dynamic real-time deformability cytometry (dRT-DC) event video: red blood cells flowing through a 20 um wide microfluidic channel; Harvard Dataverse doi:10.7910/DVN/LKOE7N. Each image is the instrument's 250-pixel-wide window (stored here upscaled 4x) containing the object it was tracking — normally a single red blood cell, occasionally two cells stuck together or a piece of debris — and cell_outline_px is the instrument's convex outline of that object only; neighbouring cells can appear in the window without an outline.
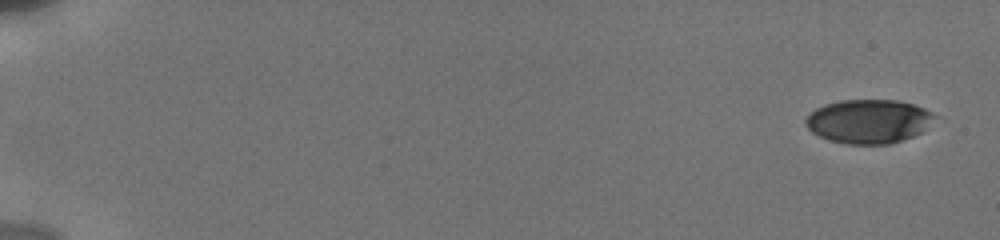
{"species": "human", "species_latin": "Homo sapiens", "temperature_condition": "cold", "stored_images_in_passage": 61, "camera_frame_rate_fps": 3000, "um_per_image_px": 0.085, "donor": {"sex": "male"}, "frame": {"image": 1, "passage_image": 1, "time_ms": 0.0, "image_size_px": [1000, 240], "cell_outline_px": [[940, 116], [924, 132], [888, 144], [848, 144], [828, 140], [812, 132], [804, 124], [804, 120], [816, 108], [824, 104], [840, 100], [896, 100], [912, 104], [924, 108]], "centroid_in_image_um": [73.87, 10.31], "position_along_channel_um": 11.1, "area_um2": 33.29}}
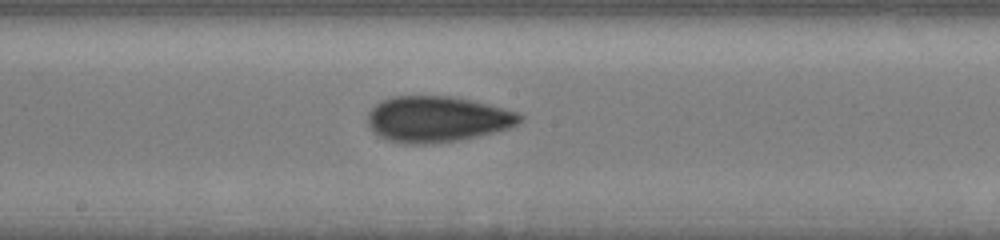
{"frame": {"image": 2, "passage_image": 34, "time_ms": 10.0, "image_size_px": [1000, 240], "cell_outline_px": [[524, 116], [516, 124], [508, 128], [460, 140], [428, 144], [404, 144], [388, 140], [372, 132], [368, 124], [368, 112], [380, 100], [392, 96], [452, 96], [472, 100], [520, 112]], "centroid_in_image_um": [37.13, 10.12], "position_along_channel_um": 211.1, "area_um2": 40.81}}
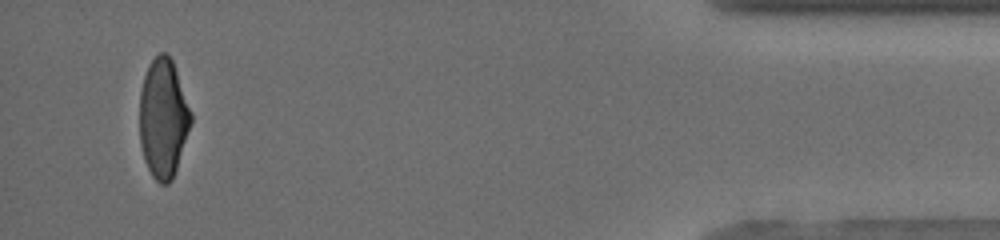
{"frame": {"image": 3, "passage_image": 61, "time_ms": 17.0, "image_size_px": [1000, 240], "cell_outline_px": [[192, 120], [172, 180], [168, 184], [160, 184], [152, 176], [144, 160], [140, 144], [140, 92], [144, 76], [152, 60], [160, 52], [164, 52], [172, 60], [192, 112]], "centroid_in_image_um": [13.87, 10.07], "position_along_channel_um": 421.3, "area_um2": 35.32}, "authors_computed_cell_mechanics": {"area_um2": 37.6278, "velocity_mm_per_s": 3.8534, "shape_relaxation_time_tau1_ms": 5.0103, "shape_relaxation_time_tau2_ms": 1.7084, "deformation_change_tau1": 0.1626, "deformation_change_tau2": 0.0784}}